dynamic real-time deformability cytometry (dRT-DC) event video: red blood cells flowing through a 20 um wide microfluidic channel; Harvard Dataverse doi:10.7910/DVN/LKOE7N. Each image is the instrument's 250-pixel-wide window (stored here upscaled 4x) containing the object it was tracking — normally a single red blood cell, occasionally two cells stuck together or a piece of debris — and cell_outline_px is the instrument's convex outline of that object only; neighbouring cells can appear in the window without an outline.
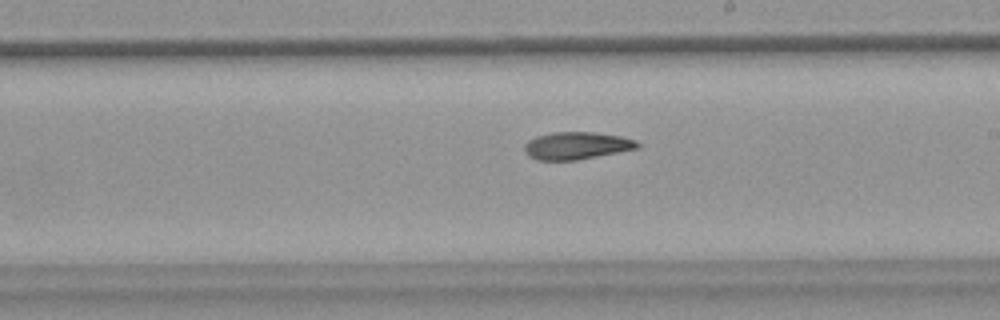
{"species": "common noctule bat (a hibernating species)", "species_latin": "Nyctalus noctula", "temperature_condition": "warm", "stored_images_in_passage": 30, "camera_frame_rate_fps": 3000, "um_per_image_px": 0.085, "animal": {"sex": "female", "body_mass_g": 18.4}, "frame": {"image": 1, "passage_image": 18, "time_ms": 5.667, "image_size_px": [1000, 320], "cell_outline_px": [[640, 148], [576, 160], [536, 160], [528, 156], [524, 152], [524, 144], [528, 140], [536, 136], [552, 132], [592, 132], [620, 136], [636, 140], [640, 144]], "centroid_in_image_um": [48.99, 12.38], "position_along_channel_um": 240.0, "area_um2": 18.15}}